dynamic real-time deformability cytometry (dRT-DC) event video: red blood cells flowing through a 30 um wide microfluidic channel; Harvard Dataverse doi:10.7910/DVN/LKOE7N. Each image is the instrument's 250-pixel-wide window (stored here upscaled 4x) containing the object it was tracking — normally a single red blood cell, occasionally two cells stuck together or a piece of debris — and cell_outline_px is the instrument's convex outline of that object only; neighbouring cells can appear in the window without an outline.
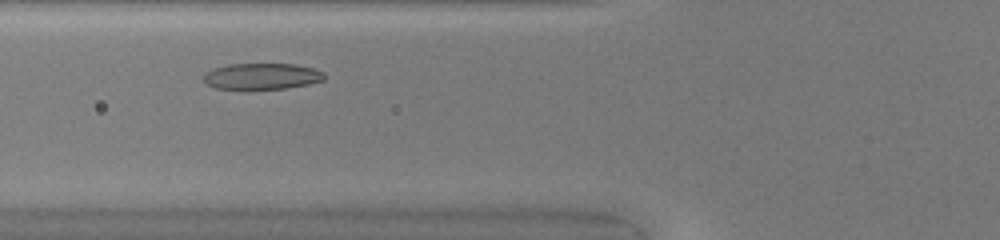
{"species": "common noctule bat (a hibernating species)", "species_latin": "Nyctalus noctula", "temperature_condition": "warm", "stored_images_in_passage": 28, "camera_frame_rate_fps": 3000, "um_per_image_px": 0.085, "animal": {"sex": "female", "body_mass_g": 20.0, "forearm_length_mm": 54.0}, "frame": {"image": 1, "passage_image": 6, "time_ms": 1.667, "image_size_px": [1000, 240], "cell_outline_px": [[328, 76], [324, 80], [308, 84], [284, 88], [216, 88], [208, 84], [204, 80], [204, 72], [212, 68], [228, 64], [296, 64], [312, 68], [324, 72]], "centroid_in_image_um": [22.28, 6.46], "position_along_channel_um": 103.5, "area_um2": 18.26}}
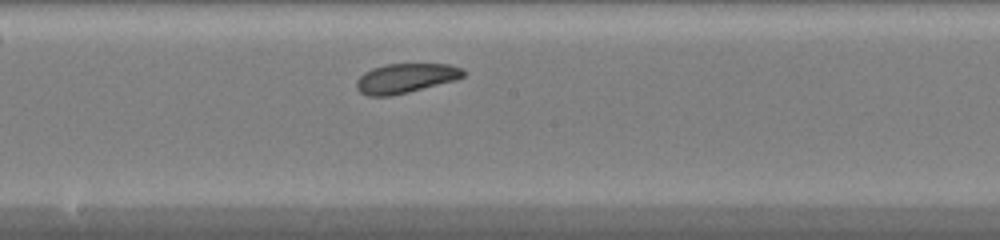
{"frame": {"image": 2, "passage_image": 14, "time_ms": 4.333, "image_size_px": [1000, 240], "cell_outline_px": [[464, 76], [456, 80], [392, 96], [368, 96], [360, 92], [356, 88], [356, 80], [364, 72], [372, 68], [388, 64], [448, 64], [460, 68], [464, 72]], "centroid_in_image_um": [34.44, 6.66], "position_along_channel_um": 213.8, "area_um2": 18.32}}
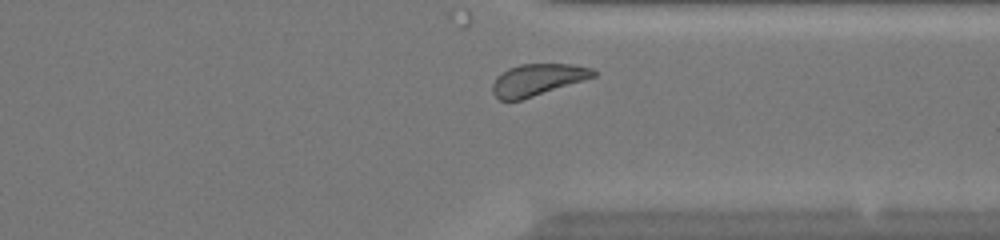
{"frame": {"image": 3, "passage_image": 25, "time_ms": 8.0, "image_size_px": [1000, 240], "cell_outline_px": [[596, 76], [584, 80], [520, 100], [500, 100], [492, 92], [492, 84], [496, 76], [508, 68], [520, 64], [572, 64], [592, 68], [596, 72]], "centroid_in_image_um": [45.67, 6.76], "position_along_channel_um": 365.7, "area_um2": 18.5}, "authors_computed_cell_mechanics": {"area_um2": 18.5249, "velocity_mm_per_s": 4.1449, "shape_relaxation_time_tau1_ms": 3.4167, "shape_relaxation_time_tau2_ms": 2.7202, "deformation_change_tau1": 0.1058, "deformation_change_tau2": 0.1018}}